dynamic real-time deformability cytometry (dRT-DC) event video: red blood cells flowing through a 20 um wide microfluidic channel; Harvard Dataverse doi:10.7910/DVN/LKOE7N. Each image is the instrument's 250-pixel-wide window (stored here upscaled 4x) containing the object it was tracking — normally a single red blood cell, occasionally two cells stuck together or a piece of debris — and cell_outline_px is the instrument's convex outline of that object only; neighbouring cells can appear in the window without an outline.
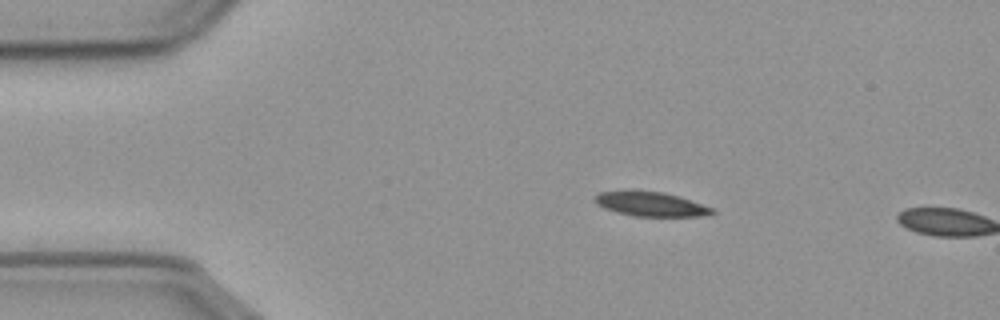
{"species": "common noctule bat (a hibernating species)", "species_latin": "Nyctalus noctula", "temperature_condition": "cold", "stored_images_in_passage": 2, "camera_frame_rate_fps": 3000, "um_per_image_px": 0.085, "animal": {"sex": "male", "body_mass_g": 23.1, "forearm_length_mm": 52.7}, "frame": {"image": 1, "passage_image": 1, "time_ms": 0.0, "image_size_px": [1000, 320], "cell_outline_px": [[716, 212], [700, 216], [636, 216], [616, 212], [604, 208], [596, 204], [592, 200], [600, 192], [664, 192], [716, 208]], "centroid_in_image_um": [55.35, 17.37], "position_along_channel_um": 29.6, "area_um2": 16.24}}